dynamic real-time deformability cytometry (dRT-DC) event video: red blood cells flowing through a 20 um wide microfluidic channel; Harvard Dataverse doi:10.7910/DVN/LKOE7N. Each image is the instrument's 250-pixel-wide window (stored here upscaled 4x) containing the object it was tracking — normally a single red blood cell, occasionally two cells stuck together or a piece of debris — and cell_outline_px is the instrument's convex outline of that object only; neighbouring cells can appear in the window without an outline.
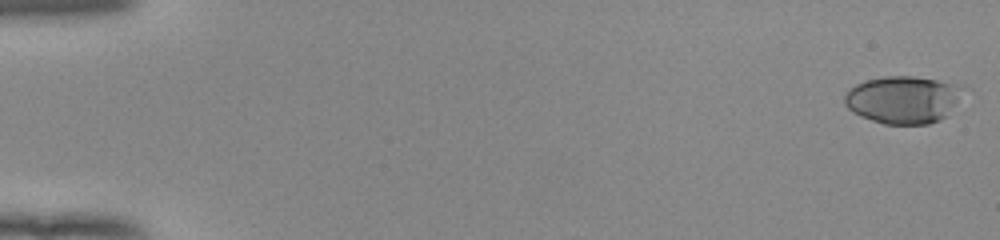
{"species": "human", "species_latin": "Homo sapiens", "temperature_condition": "room temperature", "stored_images_in_passage": 53, "camera_frame_rate_fps": 3000, "um_per_image_px": 0.085, "donor": {"sex": "female"}, "frame": {"image": 1, "passage_image": 1, "time_ms": 0.0, "image_size_px": [1000, 240], "cell_outline_px": [[972, 88], [940, 120], [928, 124], [884, 124], [860, 116], [852, 112], [844, 104], [844, 96], [848, 88], [856, 84], [868, 80], [884, 76], [912, 76], [960, 84]], "centroid_in_image_um": [76.82, 8.45], "position_along_channel_um": 8.2, "area_um2": 33.35}}
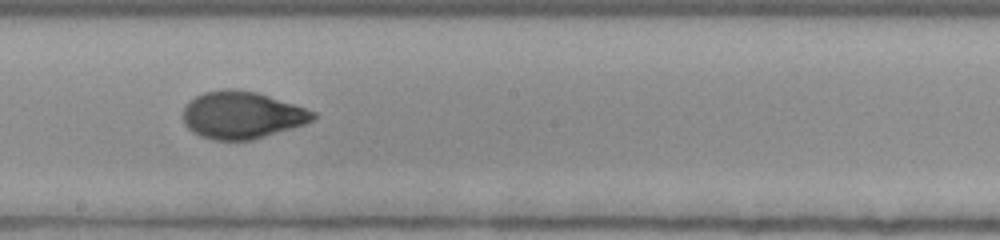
{"frame": {"image": 2, "passage_image": 31, "time_ms": 10.0, "image_size_px": [1000, 240], "cell_outline_px": [[320, 116], [304, 124], [292, 128], [252, 140], [212, 140], [200, 136], [192, 132], [184, 124], [184, 108], [196, 96], [204, 92], [224, 88], [232, 88], [256, 92], [316, 112]], "centroid_in_image_um": [20.56, 9.79], "position_along_channel_um": 227.6, "area_um2": 35.6}}
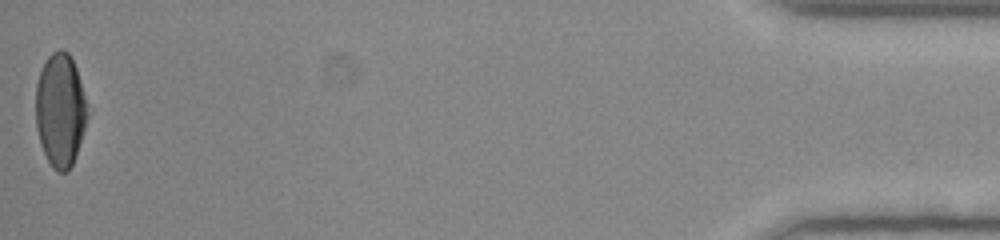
{"frame": {"image": 3, "passage_image": 53, "time_ms": 17.333, "image_size_px": [1000, 240], "cell_outline_px": [[88, 116], [76, 156], [72, 164], [64, 172], [60, 172], [52, 168], [40, 144], [36, 128], [36, 84], [40, 72], [48, 56], [52, 52], [60, 48], [68, 52], [76, 68], [80, 80], [84, 96]], "centroid_in_image_um": [5.11, 9.36], "position_along_channel_um": 430.1, "area_um2": 33.87}, "authors_computed_cell_mechanics": {"area_um2": 35.2002, "velocity_mm_per_s": 3.9597, "shape_relaxation_time_tau1_ms": 4.7751, "shape_relaxation_time_tau2_ms": 1.0759, "deformation_change_tau1": 0.1778, "deformation_change_tau2": 0.047}}